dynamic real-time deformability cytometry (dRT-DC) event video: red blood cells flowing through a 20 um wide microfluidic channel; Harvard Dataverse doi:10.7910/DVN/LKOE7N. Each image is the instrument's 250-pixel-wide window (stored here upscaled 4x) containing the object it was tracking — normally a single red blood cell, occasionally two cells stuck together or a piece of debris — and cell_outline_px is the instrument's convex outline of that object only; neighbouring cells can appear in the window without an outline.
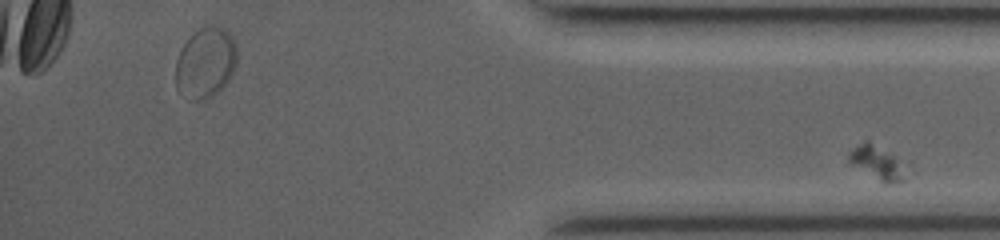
{"species": "common noctule bat (a hibernating species)", "species_latin": "Nyctalus noctula", "temperature_condition": "room temperature", "stored_images_in_passage": 38, "segment_of_instrument_passage": [2, 2], "camera_frame_rate_fps": 3500, "um_per_image_px": 0.085, "animal": {"sex": "female", "body_mass_g": 19.0, "forearm_length_mm": 53.3}, "frame": {"image": 1, "passage_image": 38, "time_ms": 10.571, "image_size_px": [1000, 240], "cell_outline_px": [[904, 180], [896, 184], [880, 180], [852, 164], [848, 160], [848, 152], [852, 148], [864, 140], [868, 140], [896, 156]], "centroid_in_image_um": [74.47, 13.76], "position_along_channel_um": 360.7, "area_um2": 10.52}}